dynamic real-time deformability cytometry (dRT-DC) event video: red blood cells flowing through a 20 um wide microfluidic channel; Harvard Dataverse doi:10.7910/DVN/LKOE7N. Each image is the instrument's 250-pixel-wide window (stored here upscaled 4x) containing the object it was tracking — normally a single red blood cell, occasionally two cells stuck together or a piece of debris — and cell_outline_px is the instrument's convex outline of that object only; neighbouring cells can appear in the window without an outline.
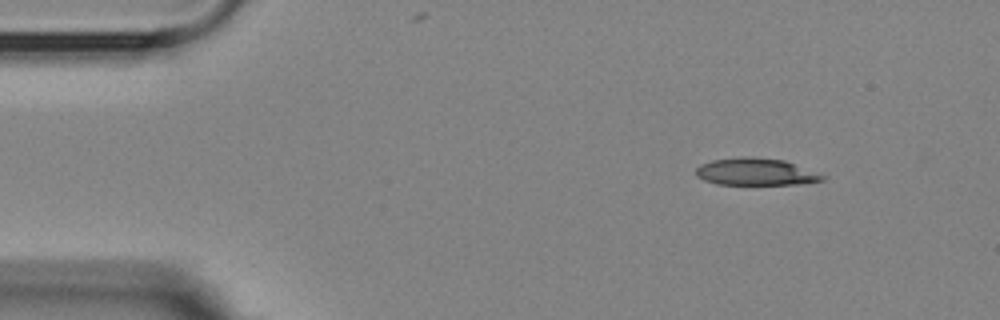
{"species": "Egyptian fruit bat (a non-hibernating species)", "species_latin": "Rousettus aegyptiacus", "temperature_condition": "room temperature", "stored_images_in_passage": 5, "camera_frame_rate_fps": 3000, "um_per_image_px": 0.085, "animal": {"sex": "female"}, "frame": {"image": 1, "passage_image": 1, "time_ms": 0.0, "image_size_px": [1000, 320], "cell_outline_px": [[824, 180], [800, 184], [716, 184], [704, 180], [696, 176], [696, 168], [700, 164], [712, 160], [740, 156], [752, 156], [784, 160], [824, 176]], "centroid_in_image_um": [64.17, 14.59], "position_along_channel_um": 20.8, "area_um2": 19.88}}
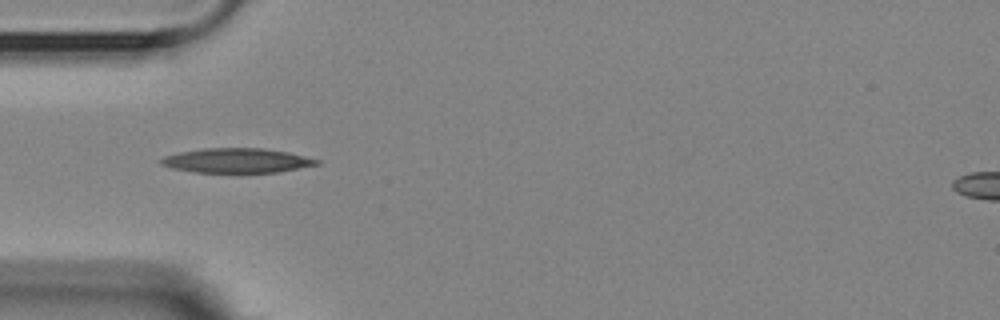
{"frame": {"image": 2, "passage_image": 4, "time_ms": 3.333, "image_size_px": [1000, 320], "cell_outline_px": [[320, 164], [276, 172], [196, 172], [172, 168], [160, 164], [160, 160], [164, 156], [180, 152], [204, 148], [264, 148], [288, 152], [320, 160]], "centroid_in_image_um": [20.12, 13.64], "position_along_channel_um": 64.9, "area_um2": 22.08}}